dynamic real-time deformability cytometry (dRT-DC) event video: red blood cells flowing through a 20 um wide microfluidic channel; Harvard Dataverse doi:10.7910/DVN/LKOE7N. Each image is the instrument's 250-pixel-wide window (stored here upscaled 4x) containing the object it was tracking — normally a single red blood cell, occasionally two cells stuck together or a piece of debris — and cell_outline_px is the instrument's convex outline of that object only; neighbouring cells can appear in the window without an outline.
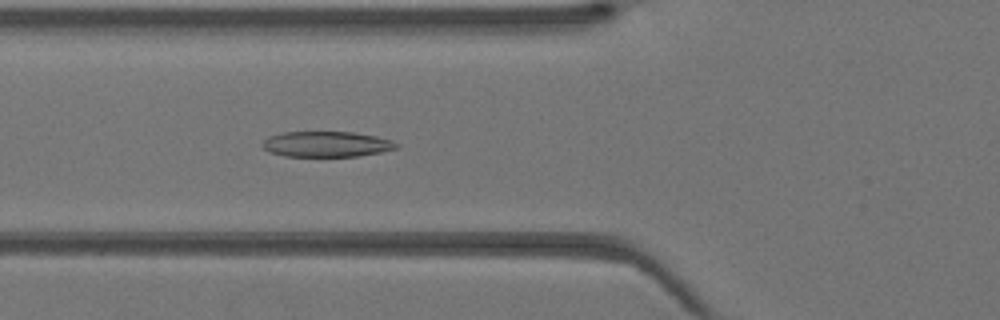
{"species": "Egyptian fruit bat (a non-hibernating species)", "species_latin": "Rousettus aegyptiacus", "temperature_condition": "warm", "stored_images_in_passage": 41, "camera_frame_rate_fps": 3000, "um_per_image_px": 0.085, "animal": {"sex": "female"}, "frame": {"image": 1, "passage_image": 15, "time_ms": 4.667, "image_size_px": [1000, 320], "cell_outline_px": [[400, 148], [360, 156], [284, 156], [268, 152], [260, 144], [268, 136], [284, 132], [352, 132], [376, 136], [392, 140], [400, 144]], "centroid_in_image_um": [27.77, 12.25], "position_along_channel_um": 98.0, "area_um2": 20.11}}
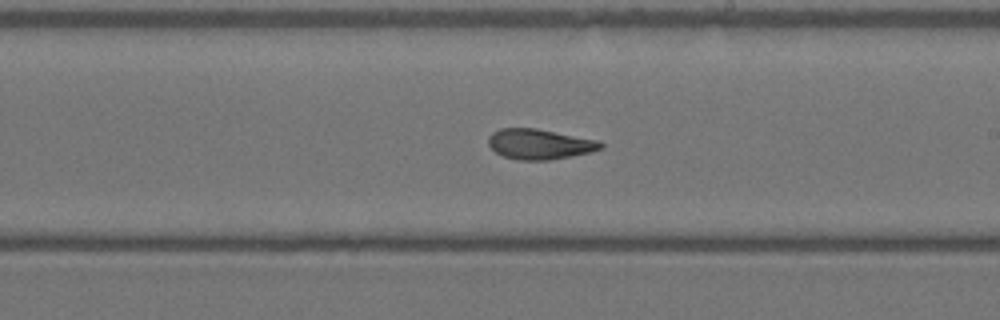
{"frame": {"image": 2, "passage_image": 24, "time_ms": 7.667, "image_size_px": [1000, 320], "cell_outline_px": [[604, 148], [572, 156], [548, 160], [520, 160], [504, 156], [496, 152], [488, 144], [488, 136], [492, 132], [500, 128], [536, 128], [600, 140], [604, 144]], "centroid_in_image_um": [45.88, 12.24], "position_along_channel_um": 243.1, "area_um2": 19.88}}
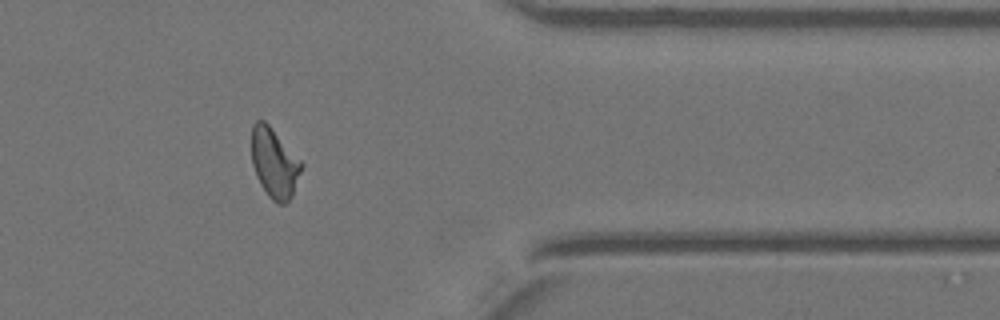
{"frame": {"image": 3, "passage_image": 34, "time_ms": 11.0, "image_size_px": [1000, 320], "cell_outline_px": [[304, 164], [292, 196], [284, 204], [276, 204], [268, 196], [260, 184], [256, 176], [252, 164], [252, 124], [256, 120], [264, 120], [268, 124]], "centroid_in_image_um": [23.31, 13.87], "position_along_channel_um": 388.1, "area_um2": 20.17}}